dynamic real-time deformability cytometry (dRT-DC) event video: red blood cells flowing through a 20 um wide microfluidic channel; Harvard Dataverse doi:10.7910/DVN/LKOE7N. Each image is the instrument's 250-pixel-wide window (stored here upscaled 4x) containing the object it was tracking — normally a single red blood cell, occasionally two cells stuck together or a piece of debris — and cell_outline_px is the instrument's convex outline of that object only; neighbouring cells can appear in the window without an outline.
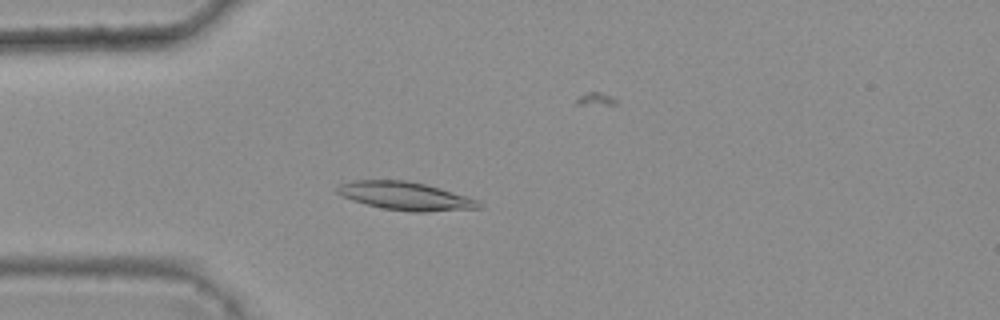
{"species": "common noctule bat (a hibernating species)", "species_latin": "Nyctalus noctula", "temperature_condition": "warm", "stored_images_in_passage": 43, "camera_frame_rate_fps": 3000, "um_per_image_px": 0.085, "animal": {"sex": "female", "body_mass_g": 25.1}, "frame": {"image": 1, "passage_image": 12, "time_ms": 3.667, "image_size_px": [1000, 320], "cell_outline_px": [[484, 208], [428, 212], [412, 212], [384, 208], [352, 200], [340, 196], [336, 192], [336, 188], [340, 184], [352, 180], [408, 180], [440, 188], [468, 196], [480, 200], [484, 204]], "centroid_in_image_um": [34.52, 16.66], "position_along_channel_um": 50.5, "area_um2": 23.52}}
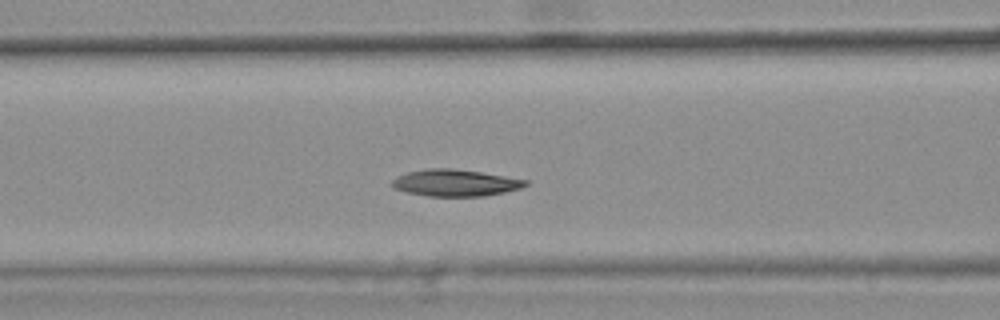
{"frame": {"image": 2, "passage_image": 19, "time_ms": 6.0, "image_size_px": [1000, 320], "cell_outline_px": [[528, 184], [520, 188], [504, 192], [484, 196], [428, 196], [408, 192], [392, 188], [392, 180], [396, 176], [408, 172], [428, 168], [452, 168], [480, 172], [528, 180]], "centroid_in_image_um": [38.67, 15.54], "position_along_channel_um": 127.9, "area_um2": 20.69}}
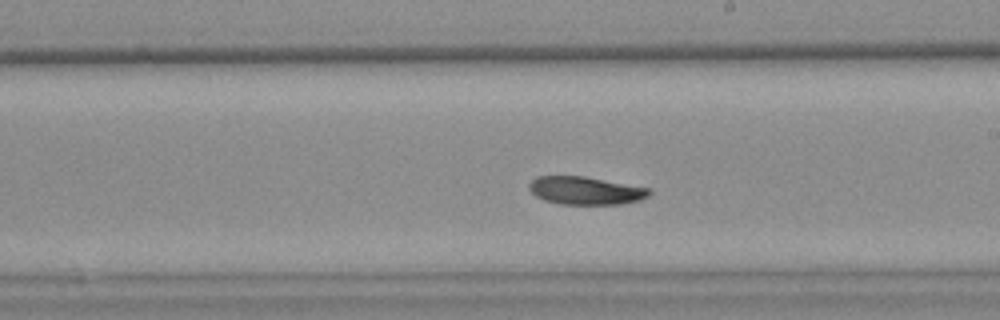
{"frame": {"image": 3, "passage_image": 28, "time_ms": 9.0, "image_size_px": [1000, 320], "cell_outline_px": [[652, 192], [648, 196], [640, 200], [620, 204], [560, 204], [544, 200], [536, 196], [528, 188], [528, 184], [536, 176], [584, 176], [652, 188]], "centroid_in_image_um": [49.79, 16.19], "position_along_channel_um": 239.2, "area_um2": 19.71}}